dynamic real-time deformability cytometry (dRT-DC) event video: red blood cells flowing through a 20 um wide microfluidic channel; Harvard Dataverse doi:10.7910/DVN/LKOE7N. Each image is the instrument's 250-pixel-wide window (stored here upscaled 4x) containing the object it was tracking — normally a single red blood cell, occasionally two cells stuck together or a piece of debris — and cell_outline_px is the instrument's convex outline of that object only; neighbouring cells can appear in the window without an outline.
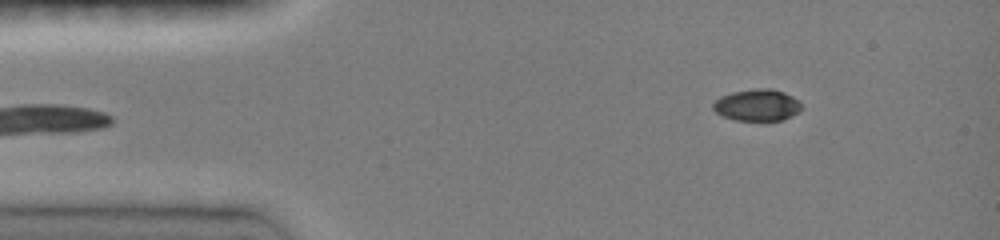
{"species": "common noctule bat (a hibernating species)", "species_latin": "Nyctalus noctula", "temperature_condition": "room temperature", "stored_images_in_passage": 31, "camera_frame_rate_fps": 3000, "um_per_image_px": 0.085, "animal": {"sex": "female", "body_mass_g": 19.0, "forearm_length_mm": 51.5}, "frame": {"image": 1, "passage_image": 1, "time_ms": 0.0, "image_size_px": [1000, 240], "cell_outline_px": [[800, 108], [792, 116], [780, 120], [736, 120], [720, 116], [712, 108], [712, 104], [720, 96], [732, 92], [756, 88], [768, 88], [784, 92], [792, 96], [800, 104]], "centroid_in_image_um": [64.29, 8.93], "position_along_channel_um": 20.7, "area_um2": 16.18}}
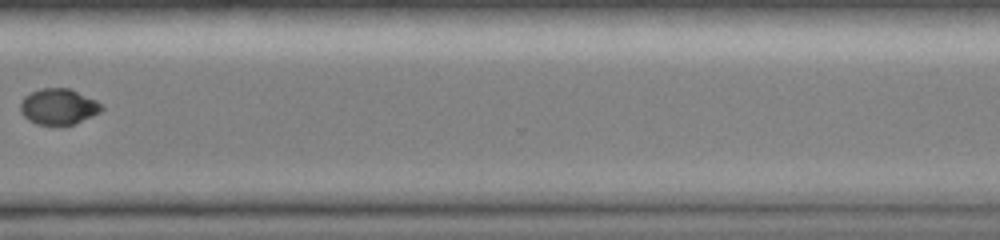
{"frame": {"image": 2, "passage_image": 24, "time_ms": 10.0, "image_size_px": [1000, 240], "cell_outline_px": [[104, 108], [100, 112], [92, 116], [72, 124], [36, 124], [28, 120], [20, 112], [20, 100], [24, 96], [32, 92], [44, 88], [68, 88], [96, 100], [104, 104]], "centroid_in_image_um": [4.96, 9.05], "position_along_channel_um": 365.6, "area_um2": 16.88}}
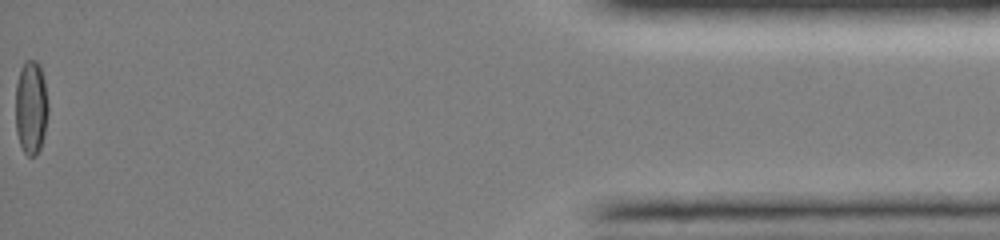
{"frame": {"image": 3, "passage_image": 31, "time_ms": 13.667, "image_size_px": [1000, 240], "cell_outline_px": [[48, 112], [44, 136], [40, 148], [36, 156], [28, 156], [24, 152], [20, 144], [16, 132], [16, 84], [20, 68], [24, 60], [36, 60], [40, 64], [44, 80], [48, 104]], "centroid_in_image_um": [2.64, 9.11], "position_along_channel_um": 432.6, "area_um2": 18.03}, "authors_computed_cell_mechanics": {"area_um2": 17.2244, "velocity_mm_per_s": 4.1095, "shape_relaxation_time_tau1_ms": 5.1512, "shape_relaxation_time_tau2_ms": null, "deformation_change_tau1": 0.167, "deformation_change_tau2": null}}